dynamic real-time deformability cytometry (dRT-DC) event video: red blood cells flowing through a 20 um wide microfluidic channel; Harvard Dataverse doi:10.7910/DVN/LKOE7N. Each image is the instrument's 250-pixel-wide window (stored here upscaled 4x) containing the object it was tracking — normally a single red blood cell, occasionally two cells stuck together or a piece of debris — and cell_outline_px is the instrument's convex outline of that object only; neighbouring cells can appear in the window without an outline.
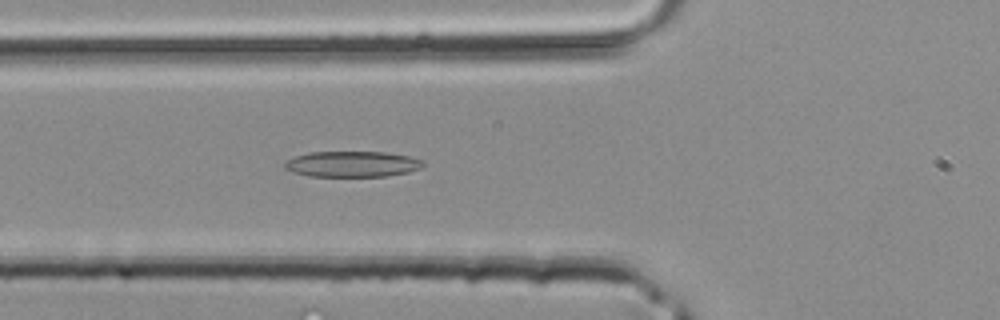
{"species": "common noctule bat (a hibernating species)", "species_latin": "Nyctalus noctula", "temperature_condition": "room temperature", "stored_images_in_passage": 40, "camera_frame_rate_fps": 3000, "um_per_image_px": 0.085, "animal": {"sex": "male", "body_mass_g": 20.4}, "frame": {"image": 1, "passage_image": 14, "time_ms": 4.333, "image_size_px": [1000, 320], "cell_outline_px": [[424, 164], [420, 168], [408, 172], [388, 176], [308, 176], [292, 172], [284, 168], [284, 164], [288, 160], [296, 156], [312, 152], [384, 152], [408, 156], [424, 160]], "centroid_in_image_um": [29.95, 13.95], "position_along_channel_um": 95.9, "area_um2": 20.69}}
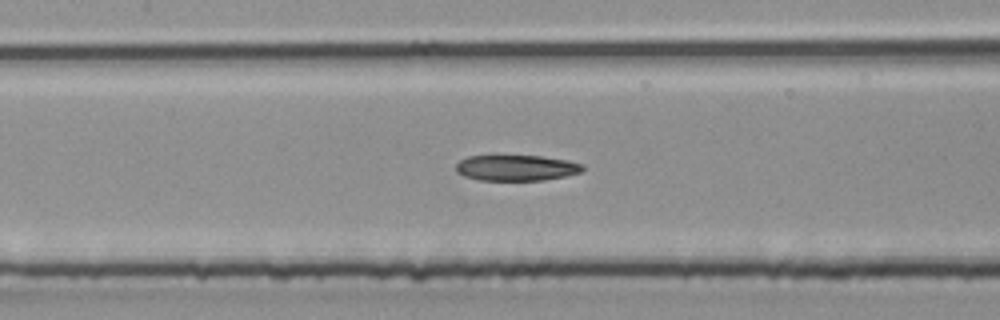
{"frame": {"image": 2, "passage_image": 18, "time_ms": 5.667, "image_size_px": [1000, 320], "cell_outline_px": [[584, 168], [580, 172], [564, 176], [544, 180], [476, 180], [464, 176], [456, 172], [456, 164], [460, 160], [468, 156], [540, 156], [568, 160], [584, 164]], "centroid_in_image_um": [43.87, 14.27], "position_along_channel_um": 163.5, "area_um2": 19.02}}
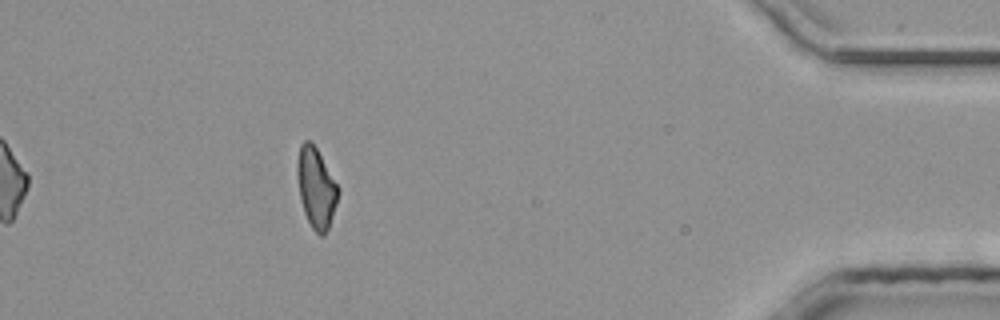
{"frame": {"image": 3, "passage_image": 36, "time_ms": 11.667, "image_size_px": [1000, 320], "cell_outline_px": [[340, 192], [328, 228], [324, 236], [320, 236], [312, 228], [304, 212], [300, 196], [296, 172], [296, 164], [300, 144], [304, 140], [308, 140], [316, 148], [340, 188]], "centroid_in_image_um": [26.87, 15.96], "position_along_channel_um": 408.3, "area_um2": 19.02}}